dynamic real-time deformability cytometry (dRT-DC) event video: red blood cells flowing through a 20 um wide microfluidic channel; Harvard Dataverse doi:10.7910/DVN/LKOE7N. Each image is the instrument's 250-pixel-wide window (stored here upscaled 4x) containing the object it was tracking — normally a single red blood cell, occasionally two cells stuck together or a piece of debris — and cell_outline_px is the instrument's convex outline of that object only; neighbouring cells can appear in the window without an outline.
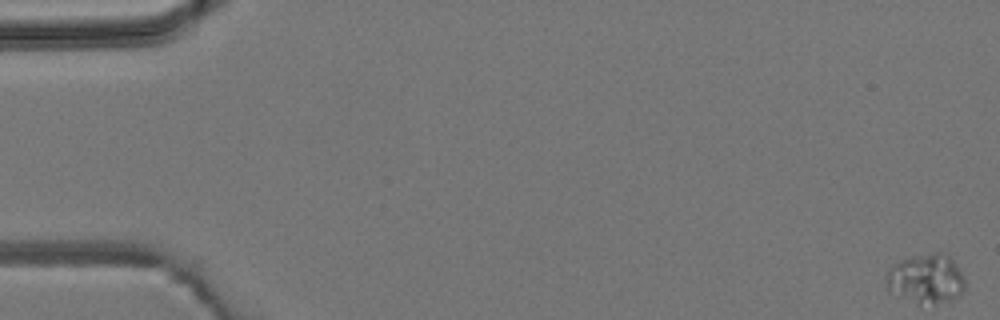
{"species": "common noctule bat (a hibernating species)", "species_latin": "Nyctalus noctula", "temperature_condition": "room temperature", "stored_images_in_passage": 5, "camera_frame_rate_fps": 3000, "um_per_image_px": 0.085, "animal": {"sex": "male", "body_mass_g": 19.2, "forearm_length_mm": 51.8}, "frame": {"image": 1, "passage_image": 1, "time_ms": 0.0, "image_size_px": [1000, 320], "cell_outline_px": [[964, 288], [956, 296], [948, 300], [916, 304], [888, 292], [888, 268], [892, 264], [900, 260], [916, 256], [936, 252], [940, 252], [948, 256], [956, 264], [964, 280]], "centroid_in_image_um": [78.66, 23.68], "position_along_channel_um": 6.3, "area_um2": 22.14}}
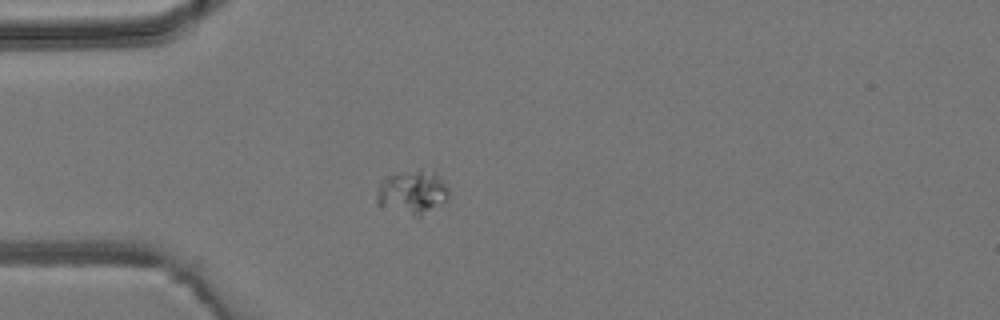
{"frame": {"image": 2, "passage_image": 5, "time_ms": 4.667, "image_size_px": [1000, 320], "cell_outline_px": [[448, 200], [420, 216], [412, 216], [376, 204], [376, 192], [380, 184], [392, 176], [420, 168], [432, 172], [448, 188]], "centroid_in_image_um": [35.05, 16.37], "position_along_channel_um": 49.9, "area_um2": 17.8}}